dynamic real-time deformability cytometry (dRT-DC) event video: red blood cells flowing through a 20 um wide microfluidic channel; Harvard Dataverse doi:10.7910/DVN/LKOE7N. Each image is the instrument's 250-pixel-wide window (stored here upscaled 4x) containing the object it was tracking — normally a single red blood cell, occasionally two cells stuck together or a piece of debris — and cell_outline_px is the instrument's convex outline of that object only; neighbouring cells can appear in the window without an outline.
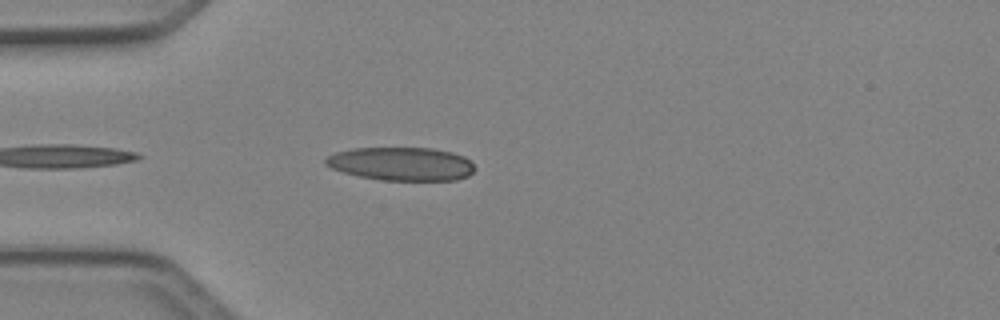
{"species": "Egyptian fruit bat (a non-hibernating species)", "species_latin": "Rousettus aegyptiacus", "temperature_condition": "cold", "stored_images_in_passage": 4, "camera_frame_rate_fps": 3000, "um_per_image_px": 0.085, "animal": {"sex": "female"}, "frame": {"image": 1, "passage_image": 4, "time_ms": 1.0, "image_size_px": [1000, 320], "cell_outline_px": [[476, 168], [468, 176], [456, 180], [380, 180], [360, 176], [344, 172], [332, 168], [324, 164], [324, 160], [328, 156], [336, 152], [352, 148], [432, 148], [452, 152], [464, 156]], "centroid_in_image_um": [34.12, 13.92], "position_along_channel_um": 50.9, "area_um2": 28.96}}